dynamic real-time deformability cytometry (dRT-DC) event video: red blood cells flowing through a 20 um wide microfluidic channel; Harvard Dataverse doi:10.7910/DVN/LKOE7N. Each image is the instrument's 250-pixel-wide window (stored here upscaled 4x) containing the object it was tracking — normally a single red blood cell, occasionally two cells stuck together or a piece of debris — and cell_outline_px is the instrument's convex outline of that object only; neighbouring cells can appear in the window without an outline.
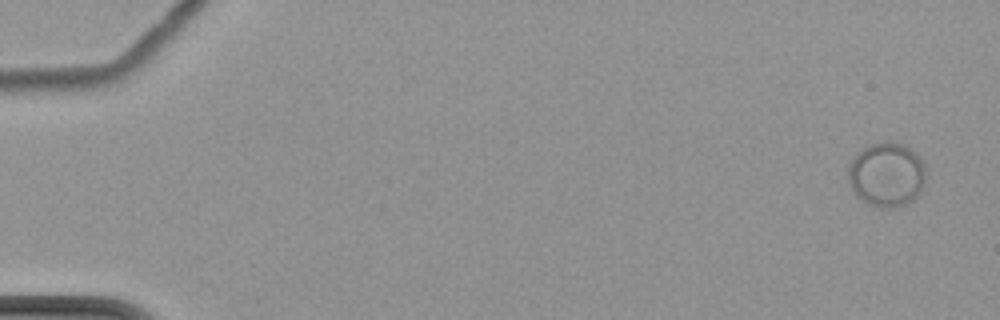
{"species": "common noctule bat (a hibernating species)", "species_latin": "Nyctalus noctula", "temperature_condition": "cold", "stored_images_in_passage": 6, "camera_frame_rate_fps": 3000, "um_per_image_px": 0.085, "animal": {"sex": "female", "body_mass_g": 22.7, "forearm_length_mm": 54.2}, "frame": {"image": 1, "passage_image": 1, "time_ms": 0.0, "image_size_px": [1000, 320], "cell_outline_px": [[924, 184], [920, 192], [912, 200], [896, 208], [880, 208], [868, 204], [860, 200], [856, 196], [848, 180], [848, 164], [864, 148], [872, 144], [888, 140], [892, 140], [916, 152], [924, 160]], "centroid_in_image_um": [75.36, 14.85], "position_along_channel_um": 9.6, "area_um2": 29.25}}
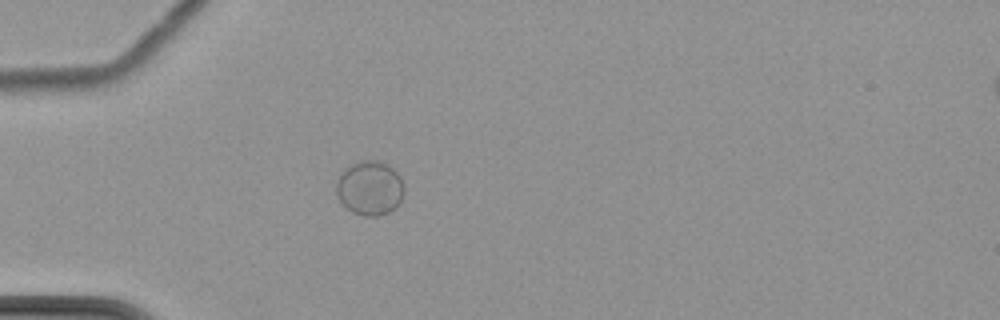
{"frame": {"image": 2, "passage_image": 6, "time_ms": 6.0, "image_size_px": [1000, 320], "cell_outline_px": [[404, 192], [396, 208], [388, 212], [376, 216], [364, 216], [352, 212], [344, 208], [336, 192], [336, 184], [344, 168], [360, 160], [384, 160], [400, 176], [404, 184]], "centroid_in_image_um": [31.44, 15.97], "position_along_channel_um": 53.6, "area_um2": 21.73}}